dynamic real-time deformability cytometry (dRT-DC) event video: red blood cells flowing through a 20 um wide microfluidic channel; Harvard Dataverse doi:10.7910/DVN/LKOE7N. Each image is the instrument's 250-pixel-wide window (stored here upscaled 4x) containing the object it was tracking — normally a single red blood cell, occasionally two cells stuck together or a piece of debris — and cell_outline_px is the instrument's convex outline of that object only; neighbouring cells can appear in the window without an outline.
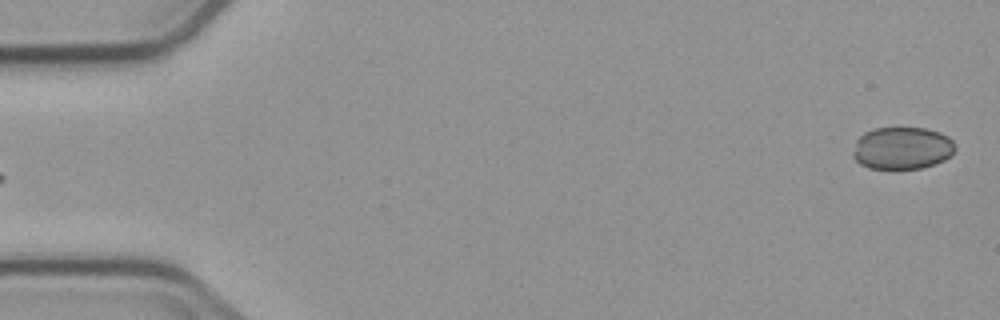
{"species": "common noctule bat (a hibernating species)", "species_latin": "Nyctalus noctula", "temperature_condition": "cold", "stored_images_in_passage": 5, "segment_of_instrument_passage": [2, 2], "camera_frame_rate_fps": 3000, "um_per_image_px": 0.085, "animal": {"sex": "male", "body_mass_g": 23.1, "forearm_length_mm": 52.7}, "frame": {"image": 1, "passage_image": 5, "time_ms": 6.0, "image_size_px": [1000, 320], "cell_outline_px": [[956, 148], [944, 160], [936, 164], [920, 168], [868, 168], [860, 164], [852, 156], [852, 152], [856, 140], [864, 132], [876, 128], [924, 128], [940, 132], [948, 136], [952, 140]], "centroid_in_image_um": [76.66, 12.58], "position_along_channel_um": 8.3, "area_um2": 25.2}}